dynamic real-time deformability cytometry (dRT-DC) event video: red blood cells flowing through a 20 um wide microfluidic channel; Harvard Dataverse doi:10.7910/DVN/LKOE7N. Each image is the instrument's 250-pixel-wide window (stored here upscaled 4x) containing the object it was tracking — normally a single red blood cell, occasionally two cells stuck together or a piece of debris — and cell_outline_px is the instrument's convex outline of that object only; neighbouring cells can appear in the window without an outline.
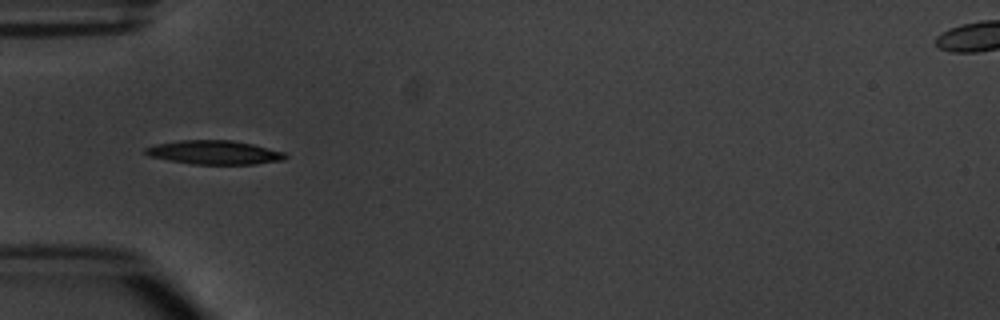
{"species": "common noctule bat (a hibernating species)", "species_latin": "Nyctalus noctula", "temperature_condition": "warm", "stored_images_in_passage": 3, "camera_frame_rate_fps": 3000, "um_per_image_px": 0.085, "animal": {"sex": "male", "body_mass_g": 20.1, "forearm_length_mm": 53.5}, "frame": {"image": 1, "passage_image": 1, "time_ms": 0.0, "image_size_px": [1000, 320], "cell_outline_px": [[288, 156], [284, 160], [252, 164], [192, 164], [168, 160], [148, 156], [144, 152], [144, 148], [156, 144], [180, 140], [232, 140], [252, 144], [284, 152]], "centroid_in_image_um": [18.19, 12.95], "position_along_channel_um": 66.8, "area_um2": 19.42}}